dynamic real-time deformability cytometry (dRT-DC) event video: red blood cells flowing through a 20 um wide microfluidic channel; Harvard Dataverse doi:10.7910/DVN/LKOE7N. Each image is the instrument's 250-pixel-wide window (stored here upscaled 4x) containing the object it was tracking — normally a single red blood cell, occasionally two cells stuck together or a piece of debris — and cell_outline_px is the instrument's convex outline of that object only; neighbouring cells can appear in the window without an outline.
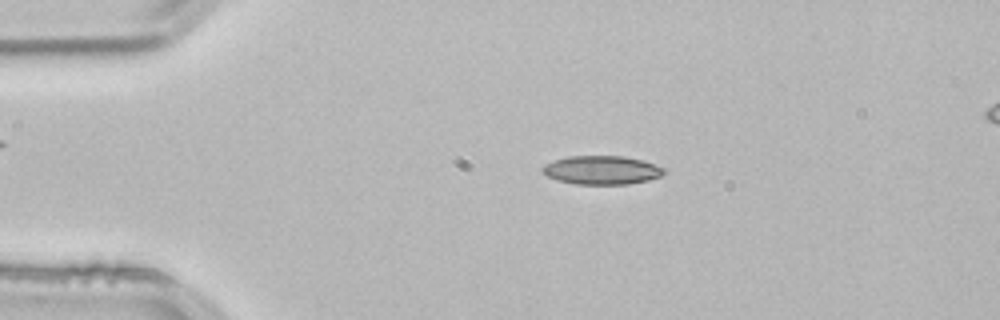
{"species": "common noctule bat (a hibernating species)", "species_latin": "Nyctalus noctula", "temperature_condition": "room temperature", "stored_images_in_passage": 52, "camera_frame_rate_fps": 3000, "um_per_image_px": 0.085, "animal": {"sex": "male", "body_mass_g": 21.5, "forearm_length_mm": 52.0}, "frame": {"image": 1, "passage_image": 10, "time_ms": 3.0, "image_size_px": [1000, 320], "cell_outline_px": [[664, 172], [660, 176], [648, 180], [628, 184], [576, 184], [556, 180], [548, 176], [540, 168], [544, 164], [552, 160], [568, 156], [624, 156], [644, 160], [664, 168]], "centroid_in_image_um": [51.12, 14.45], "position_along_channel_um": 33.9, "area_um2": 20.35}}
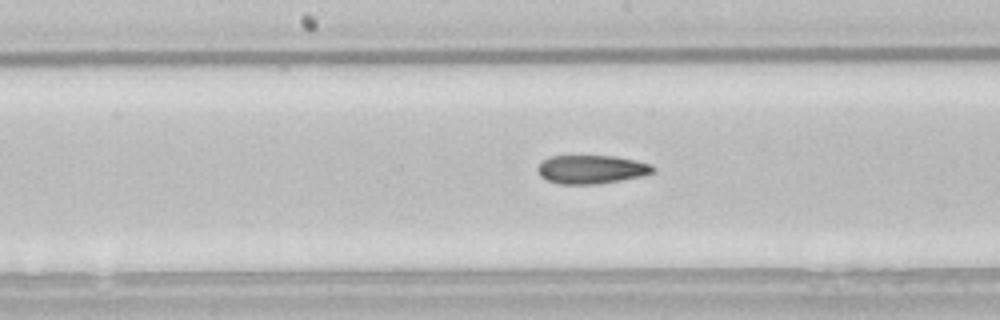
{"frame": {"image": 2, "passage_image": 26, "time_ms": 8.333, "image_size_px": [1000, 320], "cell_outline_px": [[652, 172], [644, 176], [596, 184], [560, 184], [548, 180], [540, 176], [536, 168], [544, 160], [552, 156], [616, 156], [652, 164]], "centroid_in_image_um": [50.26, 14.4], "position_along_channel_um": 197.9, "area_um2": 19.02}}
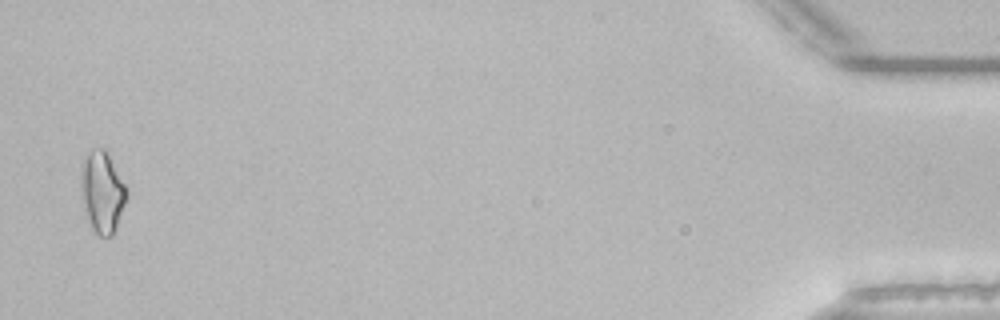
{"frame": {"image": 3, "passage_image": 51, "time_ms": 16.667, "image_size_px": [1000, 320], "cell_outline_px": [[128, 196], [116, 228], [112, 236], [100, 236], [92, 228], [84, 204], [84, 160], [92, 152], [100, 148], [104, 148], [108, 152], [128, 192]], "centroid_in_image_um": [8.78, 16.37], "position_along_channel_um": 426.4, "area_um2": 20.29}, "authors_computed_cell_mechanics": {"area_um2": 19.4786, "velocity_mm_per_s": 3.853, "shape_relaxation_time_tau1_ms": null, "shape_relaxation_time_tau2_ms": 7.3445, "deformation_change_tau1": null, "deformation_change_tau2": 0.1586}}